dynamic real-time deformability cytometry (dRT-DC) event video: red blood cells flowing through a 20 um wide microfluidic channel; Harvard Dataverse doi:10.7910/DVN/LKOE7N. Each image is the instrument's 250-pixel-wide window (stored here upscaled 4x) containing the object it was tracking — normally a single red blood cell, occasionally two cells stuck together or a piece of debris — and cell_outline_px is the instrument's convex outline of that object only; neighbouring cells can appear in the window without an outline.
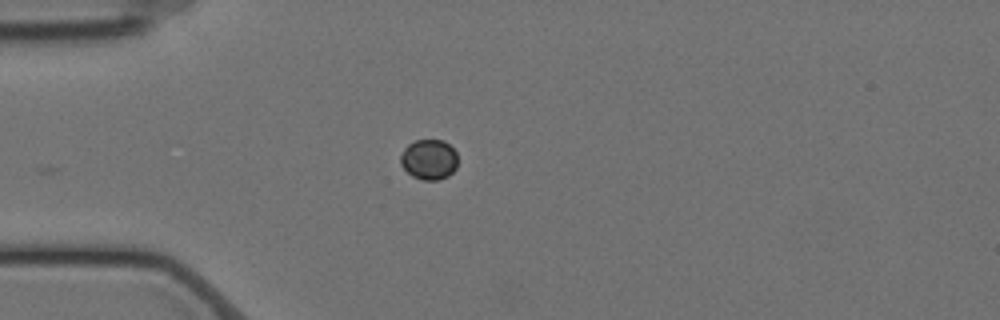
{"species": "Egyptian fruit bat (a non-hibernating species)", "species_latin": "Rousettus aegyptiacus", "temperature_condition": "cold", "stored_images_in_passage": 29, "camera_frame_rate_fps": 3000, "um_per_image_px": 0.085, "animal": {"sex": "female"}, "frame": {"image": 1, "passage_image": 1, "time_ms": 0.0, "image_size_px": [1000, 320], "cell_outline_px": [[456, 168], [448, 176], [436, 180], [424, 180], [412, 176], [400, 164], [400, 156], [404, 148], [408, 144], [416, 140], [444, 140], [456, 152]], "centroid_in_image_um": [36.45, 13.55], "position_along_channel_um": 48.6, "area_um2": 13.35}}
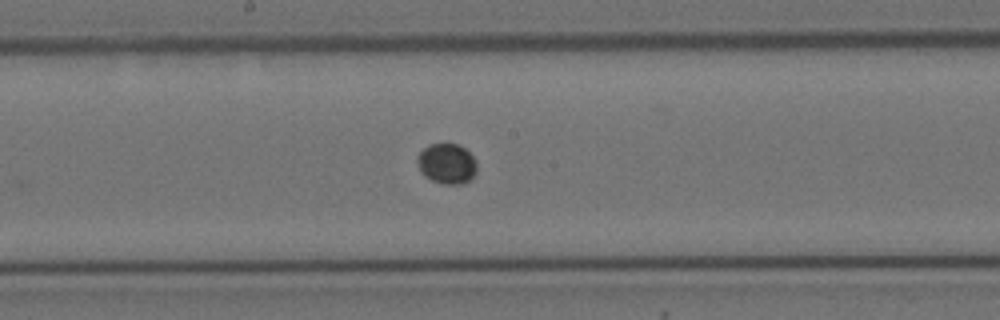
{"frame": {"image": 2, "passage_image": 16, "time_ms": 5.0, "image_size_px": [1000, 320], "cell_outline_px": [[476, 172], [468, 180], [460, 184], [444, 184], [432, 180], [424, 176], [420, 172], [416, 160], [416, 156], [428, 144], [460, 144], [472, 156], [476, 164]], "centroid_in_image_um": [37.94, 13.9], "position_along_channel_um": 210.3, "area_um2": 13.93}}
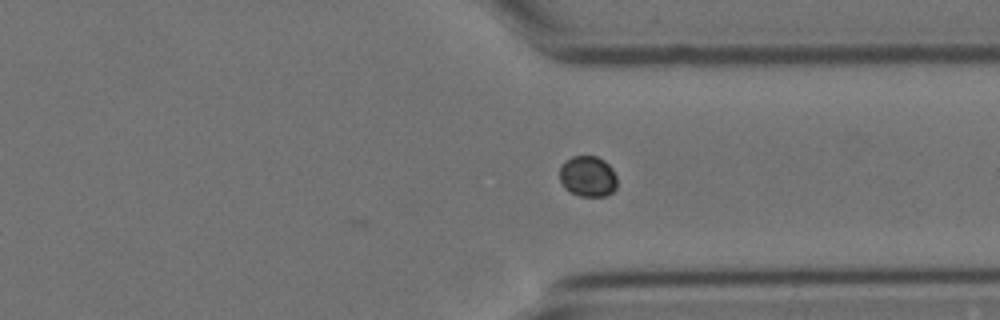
{"frame": {"image": 3, "passage_image": 29, "time_ms": 9.333, "image_size_px": [1000, 320], "cell_outline_px": [[616, 188], [608, 196], [580, 196], [564, 188], [560, 180], [560, 168], [564, 160], [572, 156], [596, 156], [604, 160], [612, 168], [616, 176]], "centroid_in_image_um": [49.96, 14.98], "position_along_channel_um": 361.4, "area_um2": 13.76}}